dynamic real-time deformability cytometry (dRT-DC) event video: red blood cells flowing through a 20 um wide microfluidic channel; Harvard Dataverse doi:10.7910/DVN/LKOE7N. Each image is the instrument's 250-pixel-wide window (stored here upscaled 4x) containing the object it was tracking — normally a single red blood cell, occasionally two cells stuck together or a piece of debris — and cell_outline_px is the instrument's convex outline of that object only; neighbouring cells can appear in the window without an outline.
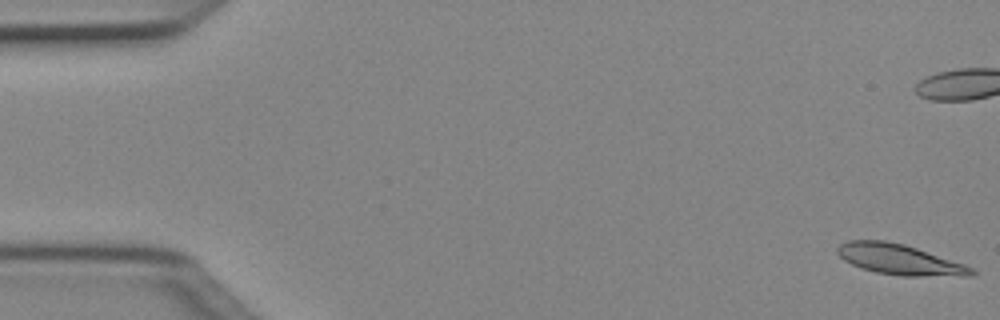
{"species": "Egyptian fruit bat (a non-hibernating species)", "species_latin": "Rousettus aegyptiacus", "temperature_condition": "cold", "stored_images_in_passage": 51, "camera_frame_rate_fps": 3000, "um_per_image_px": 0.085, "animal": {"sex": "female"}, "frame": {"image": 1, "passage_image": 1, "time_ms": 0.0, "image_size_px": [1000, 320], "cell_outline_px": [[976, 276], [900, 276], [876, 272], [852, 264], [844, 260], [836, 252], [836, 248], [840, 244], [848, 240], [884, 240], [904, 244], [964, 264], [972, 268], [976, 272]], "centroid_in_image_um": [76.47, 22.06], "position_along_channel_um": 8.5, "area_um2": 23.7}}
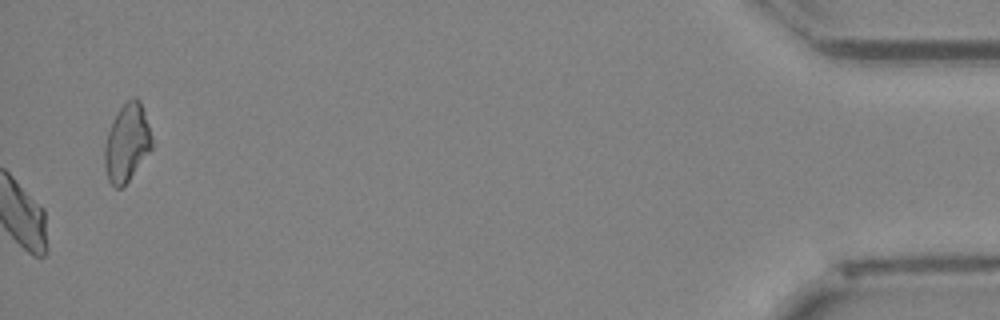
{"frame": {"image": 2, "passage_image": 51, "time_ms": 16.667, "image_size_px": [1000, 320], "cell_outline_px": [[152, 148], [128, 180], [120, 188], [116, 188], [108, 180], [104, 168], [104, 144], [108, 132], [120, 108], [132, 96], [136, 96], [140, 100], [148, 124], [152, 140]], "centroid_in_image_um": [10.77, 12.14], "position_along_channel_um": 424.4, "area_um2": 21.04}, "authors_computed_cell_mechanics": {"area_um2": 22.8888, "velocity_mm_per_s": 4.0162, "shape_relaxation_time_tau1_ms": 8.0635, "shape_relaxation_time_tau2_ms": null, "deformation_change_tau1": 0.1853, "deformation_change_tau2": null}}